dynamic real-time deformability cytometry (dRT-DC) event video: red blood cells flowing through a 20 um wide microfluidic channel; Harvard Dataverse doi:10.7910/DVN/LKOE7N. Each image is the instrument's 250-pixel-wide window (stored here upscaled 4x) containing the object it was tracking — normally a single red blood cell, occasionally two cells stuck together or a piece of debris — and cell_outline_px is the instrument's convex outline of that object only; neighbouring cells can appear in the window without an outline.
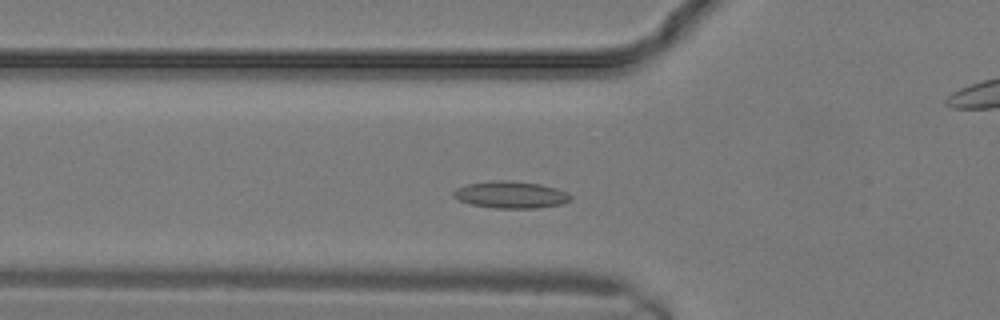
{"species": "common noctule bat (a hibernating species)", "species_latin": "Nyctalus noctula", "temperature_condition": "warm", "stored_images_in_passage": 13, "segment_of_instrument_passage": [1, 2], "camera_frame_rate_fps": 3000, "um_per_image_px": 0.085, "animal": {"sex": "male", "body_mass_g": 19.2, "forearm_length_mm": 51.8}, "frame": {"image": 1, "passage_image": 5, "time_ms": 1.333, "image_size_px": [1000, 320], "cell_outline_px": [[572, 200], [564, 204], [536, 208], [496, 208], [472, 204], [460, 200], [452, 196], [452, 192], [456, 188], [468, 184], [488, 180], [512, 180], [540, 184], [556, 188], [568, 192], [572, 196]], "centroid_in_image_um": [43.45, 16.54], "position_along_channel_um": 82.4, "area_um2": 18.61}}
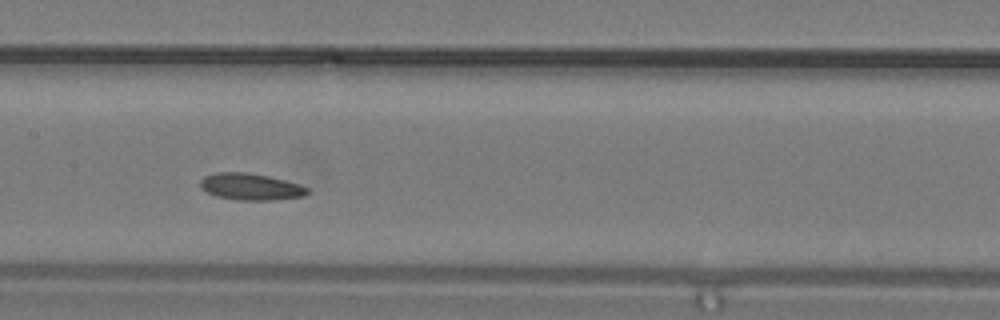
{"frame": {"image": 2, "passage_image": 9, "time_ms": 2.667, "image_size_px": [1000, 320], "cell_outline_px": [[308, 192], [304, 196], [272, 200], [240, 200], [216, 196], [200, 188], [200, 180], [204, 176], [216, 172], [248, 172], [268, 176], [300, 184], [308, 188]], "centroid_in_image_um": [21.29, 15.86], "position_along_channel_um": 186.1, "area_um2": 16.65}}
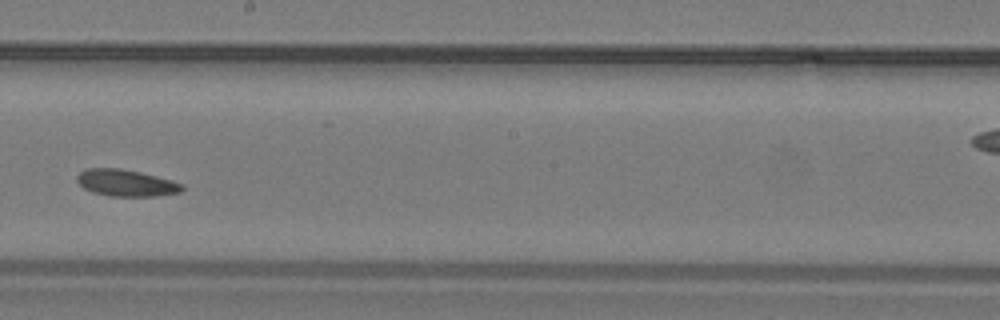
{"frame": {"image": 3, "passage_image": 11, "time_ms": 3.333, "image_size_px": [1000, 320], "cell_outline_px": [[184, 188], [180, 192], [156, 196], [108, 196], [92, 192], [84, 188], [76, 180], [76, 176], [84, 168], [120, 168], [140, 172], [172, 180], [184, 184]], "centroid_in_image_um": [10.7, 15.54], "position_along_channel_um": 237.5, "area_um2": 16.47}}